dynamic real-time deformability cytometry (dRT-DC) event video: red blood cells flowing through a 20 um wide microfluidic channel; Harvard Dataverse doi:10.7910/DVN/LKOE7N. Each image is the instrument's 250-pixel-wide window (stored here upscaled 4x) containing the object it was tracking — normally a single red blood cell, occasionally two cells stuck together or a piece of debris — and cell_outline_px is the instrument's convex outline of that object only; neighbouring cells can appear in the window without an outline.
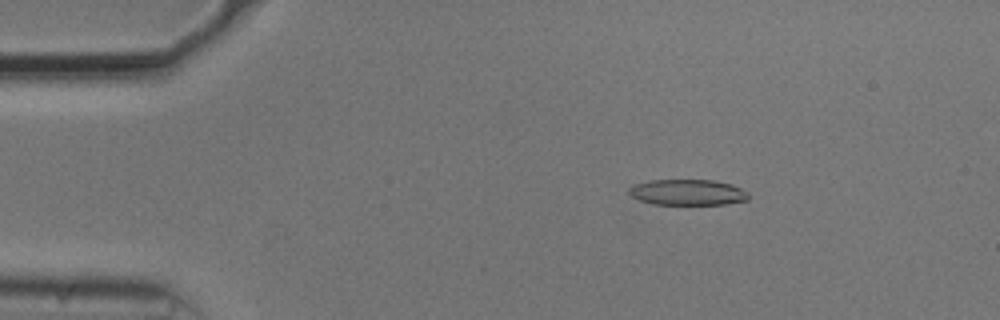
{"species": "common noctule bat (a hibernating species)", "species_latin": "Nyctalus noctula", "temperature_condition": "cold", "stored_images_in_passage": 54, "camera_frame_rate_fps": 3000, "um_per_image_px": 0.085, "animal": {"sex": "male", "body_mass_g": 20.5, "forearm_length_mm": 52.5}, "frame": {"image": 1, "passage_image": 9, "time_ms": 2.667, "image_size_px": [1000, 320], "cell_outline_px": [[748, 200], [724, 204], [652, 204], [640, 200], [632, 196], [628, 192], [628, 188], [636, 184], [648, 180], [712, 180], [732, 184], [748, 192]], "centroid_in_image_um": [58.44, 16.34], "position_along_channel_um": 26.6, "area_um2": 17.92}}
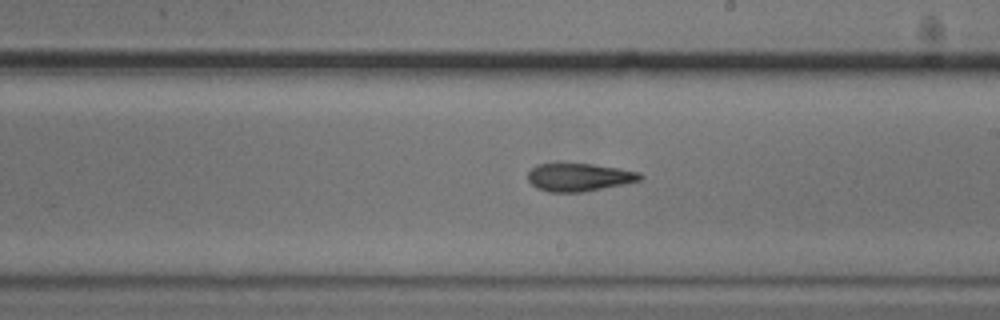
{"frame": {"image": 2, "passage_image": 31, "time_ms": 10.0, "image_size_px": [1000, 320], "cell_outline_px": [[644, 176], [640, 180], [624, 184], [584, 192], [548, 192], [536, 188], [528, 180], [528, 172], [536, 164], [592, 164], [620, 168], [640, 172]], "centroid_in_image_um": [49.23, 15.07], "position_along_channel_um": 239.8, "area_um2": 18.32}}
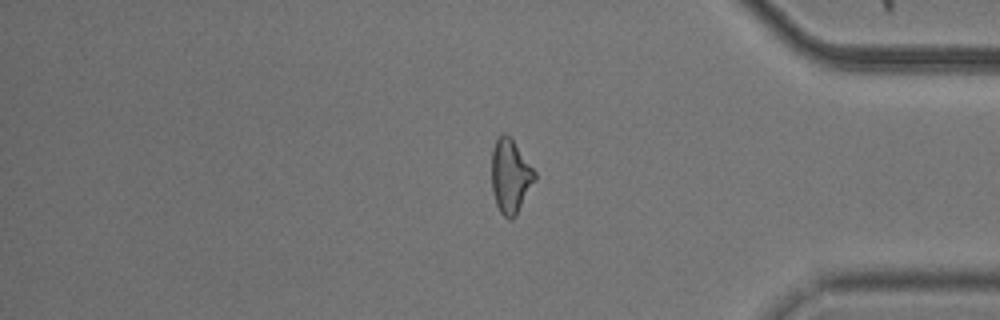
{"frame": {"image": 3, "passage_image": 45, "time_ms": 14.667, "image_size_px": [1000, 320], "cell_outline_px": [[536, 180], [516, 216], [512, 220], [508, 220], [500, 212], [496, 204], [492, 192], [492, 148], [500, 132], [504, 132], [512, 140], [536, 172]], "centroid_in_image_um": [43.38, 15.01], "position_along_channel_um": 391.8, "area_um2": 18.67}, "authors_computed_cell_mechanics": {"area_um2": 18.9584, "velocity_mm_per_s": 3.7324, "shape_relaxation_time_tau1_ms": 9.0564, "shape_relaxation_time_tau2_ms": 3.0243, "deformation_change_tau1": 0.223, "deformation_change_tau2": 0.1212}}